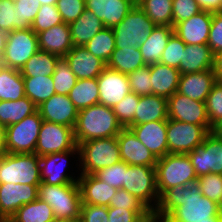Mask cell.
Instances as JSON below:
<instances>
[{"instance_id":"57","label":"cell","mask_w":222,"mask_h":222,"mask_svg":"<svg viewBox=\"0 0 222 222\" xmlns=\"http://www.w3.org/2000/svg\"><path fill=\"white\" fill-rule=\"evenodd\" d=\"M203 11L221 12V0H196Z\"/></svg>"},{"instance_id":"64","label":"cell","mask_w":222,"mask_h":222,"mask_svg":"<svg viewBox=\"0 0 222 222\" xmlns=\"http://www.w3.org/2000/svg\"><path fill=\"white\" fill-rule=\"evenodd\" d=\"M218 134L222 135V124L215 130Z\"/></svg>"},{"instance_id":"35","label":"cell","mask_w":222,"mask_h":222,"mask_svg":"<svg viewBox=\"0 0 222 222\" xmlns=\"http://www.w3.org/2000/svg\"><path fill=\"white\" fill-rule=\"evenodd\" d=\"M144 65L146 64L138 47L130 49L116 48L107 63L108 68L126 75L134 72Z\"/></svg>"},{"instance_id":"50","label":"cell","mask_w":222,"mask_h":222,"mask_svg":"<svg viewBox=\"0 0 222 222\" xmlns=\"http://www.w3.org/2000/svg\"><path fill=\"white\" fill-rule=\"evenodd\" d=\"M108 222H153L152 212H135L125 208L108 207Z\"/></svg>"},{"instance_id":"65","label":"cell","mask_w":222,"mask_h":222,"mask_svg":"<svg viewBox=\"0 0 222 222\" xmlns=\"http://www.w3.org/2000/svg\"><path fill=\"white\" fill-rule=\"evenodd\" d=\"M134 5H137L141 0H130Z\"/></svg>"},{"instance_id":"18","label":"cell","mask_w":222,"mask_h":222,"mask_svg":"<svg viewBox=\"0 0 222 222\" xmlns=\"http://www.w3.org/2000/svg\"><path fill=\"white\" fill-rule=\"evenodd\" d=\"M41 118L48 122L62 124L74 128L77 122L78 110L68 95L54 94L38 106Z\"/></svg>"},{"instance_id":"21","label":"cell","mask_w":222,"mask_h":222,"mask_svg":"<svg viewBox=\"0 0 222 222\" xmlns=\"http://www.w3.org/2000/svg\"><path fill=\"white\" fill-rule=\"evenodd\" d=\"M213 13L200 11L174 26V33L187 45L207 44Z\"/></svg>"},{"instance_id":"10","label":"cell","mask_w":222,"mask_h":222,"mask_svg":"<svg viewBox=\"0 0 222 222\" xmlns=\"http://www.w3.org/2000/svg\"><path fill=\"white\" fill-rule=\"evenodd\" d=\"M212 131L215 130L210 125H196L168 118V154H188L201 145Z\"/></svg>"},{"instance_id":"23","label":"cell","mask_w":222,"mask_h":222,"mask_svg":"<svg viewBox=\"0 0 222 222\" xmlns=\"http://www.w3.org/2000/svg\"><path fill=\"white\" fill-rule=\"evenodd\" d=\"M134 6L130 0H85V9L93 12L108 28L118 25Z\"/></svg>"},{"instance_id":"37","label":"cell","mask_w":222,"mask_h":222,"mask_svg":"<svg viewBox=\"0 0 222 222\" xmlns=\"http://www.w3.org/2000/svg\"><path fill=\"white\" fill-rule=\"evenodd\" d=\"M59 56L38 50L21 68L23 77L52 76Z\"/></svg>"},{"instance_id":"38","label":"cell","mask_w":222,"mask_h":222,"mask_svg":"<svg viewBox=\"0 0 222 222\" xmlns=\"http://www.w3.org/2000/svg\"><path fill=\"white\" fill-rule=\"evenodd\" d=\"M24 91L37 107L56 94L52 76L23 77Z\"/></svg>"},{"instance_id":"11","label":"cell","mask_w":222,"mask_h":222,"mask_svg":"<svg viewBox=\"0 0 222 222\" xmlns=\"http://www.w3.org/2000/svg\"><path fill=\"white\" fill-rule=\"evenodd\" d=\"M38 50V37L31 28L13 30L7 33L6 46L1 57V63L5 67L21 70L24 64Z\"/></svg>"},{"instance_id":"45","label":"cell","mask_w":222,"mask_h":222,"mask_svg":"<svg viewBox=\"0 0 222 222\" xmlns=\"http://www.w3.org/2000/svg\"><path fill=\"white\" fill-rule=\"evenodd\" d=\"M17 9V30L31 28V25L41 7L37 0H14Z\"/></svg>"},{"instance_id":"31","label":"cell","mask_w":222,"mask_h":222,"mask_svg":"<svg viewBox=\"0 0 222 222\" xmlns=\"http://www.w3.org/2000/svg\"><path fill=\"white\" fill-rule=\"evenodd\" d=\"M69 27L73 46H84L104 28V25L93 12L85 9Z\"/></svg>"},{"instance_id":"4","label":"cell","mask_w":222,"mask_h":222,"mask_svg":"<svg viewBox=\"0 0 222 222\" xmlns=\"http://www.w3.org/2000/svg\"><path fill=\"white\" fill-rule=\"evenodd\" d=\"M78 148L81 174H94L121 161L117 136L85 141Z\"/></svg>"},{"instance_id":"2","label":"cell","mask_w":222,"mask_h":222,"mask_svg":"<svg viewBox=\"0 0 222 222\" xmlns=\"http://www.w3.org/2000/svg\"><path fill=\"white\" fill-rule=\"evenodd\" d=\"M122 129L112 107L98 103L78 111L74 136L78 145L93 139L118 136Z\"/></svg>"},{"instance_id":"60","label":"cell","mask_w":222,"mask_h":222,"mask_svg":"<svg viewBox=\"0 0 222 222\" xmlns=\"http://www.w3.org/2000/svg\"><path fill=\"white\" fill-rule=\"evenodd\" d=\"M5 154L4 149V129L0 127V158Z\"/></svg>"},{"instance_id":"59","label":"cell","mask_w":222,"mask_h":222,"mask_svg":"<svg viewBox=\"0 0 222 222\" xmlns=\"http://www.w3.org/2000/svg\"><path fill=\"white\" fill-rule=\"evenodd\" d=\"M6 38L7 33L3 30H0V57H2L4 53V49L6 46Z\"/></svg>"},{"instance_id":"22","label":"cell","mask_w":222,"mask_h":222,"mask_svg":"<svg viewBox=\"0 0 222 222\" xmlns=\"http://www.w3.org/2000/svg\"><path fill=\"white\" fill-rule=\"evenodd\" d=\"M77 79L97 78L107 64L91 54L84 46H73L64 56Z\"/></svg>"},{"instance_id":"36","label":"cell","mask_w":222,"mask_h":222,"mask_svg":"<svg viewBox=\"0 0 222 222\" xmlns=\"http://www.w3.org/2000/svg\"><path fill=\"white\" fill-rule=\"evenodd\" d=\"M54 218L51 206L37 198L21 206L8 222H51Z\"/></svg>"},{"instance_id":"7","label":"cell","mask_w":222,"mask_h":222,"mask_svg":"<svg viewBox=\"0 0 222 222\" xmlns=\"http://www.w3.org/2000/svg\"><path fill=\"white\" fill-rule=\"evenodd\" d=\"M122 188L134 195L154 213L160 199L155 166L128 165L125 163V183H123Z\"/></svg>"},{"instance_id":"5","label":"cell","mask_w":222,"mask_h":222,"mask_svg":"<svg viewBox=\"0 0 222 222\" xmlns=\"http://www.w3.org/2000/svg\"><path fill=\"white\" fill-rule=\"evenodd\" d=\"M158 194L175 186H186L197 182V175L187 154H167L156 163Z\"/></svg>"},{"instance_id":"27","label":"cell","mask_w":222,"mask_h":222,"mask_svg":"<svg viewBox=\"0 0 222 222\" xmlns=\"http://www.w3.org/2000/svg\"><path fill=\"white\" fill-rule=\"evenodd\" d=\"M214 54L207 44L187 45L178 70L180 74L198 73L213 69Z\"/></svg>"},{"instance_id":"12","label":"cell","mask_w":222,"mask_h":222,"mask_svg":"<svg viewBox=\"0 0 222 222\" xmlns=\"http://www.w3.org/2000/svg\"><path fill=\"white\" fill-rule=\"evenodd\" d=\"M197 177L210 173L222 174V135L210 132L201 145L187 154Z\"/></svg>"},{"instance_id":"56","label":"cell","mask_w":222,"mask_h":222,"mask_svg":"<svg viewBox=\"0 0 222 222\" xmlns=\"http://www.w3.org/2000/svg\"><path fill=\"white\" fill-rule=\"evenodd\" d=\"M108 207L82 204L79 222H108Z\"/></svg>"},{"instance_id":"6","label":"cell","mask_w":222,"mask_h":222,"mask_svg":"<svg viewBox=\"0 0 222 222\" xmlns=\"http://www.w3.org/2000/svg\"><path fill=\"white\" fill-rule=\"evenodd\" d=\"M39 156L35 153H5L0 158V184L41 183Z\"/></svg>"},{"instance_id":"16","label":"cell","mask_w":222,"mask_h":222,"mask_svg":"<svg viewBox=\"0 0 222 222\" xmlns=\"http://www.w3.org/2000/svg\"><path fill=\"white\" fill-rule=\"evenodd\" d=\"M74 154L78 155L79 160L78 145L72 150L40 156L39 166L41 181L48 185L78 183L77 178H73V176L64 172L69 157Z\"/></svg>"},{"instance_id":"1","label":"cell","mask_w":222,"mask_h":222,"mask_svg":"<svg viewBox=\"0 0 222 222\" xmlns=\"http://www.w3.org/2000/svg\"><path fill=\"white\" fill-rule=\"evenodd\" d=\"M222 216L219 204L201 194L195 182L166 190L153 213L154 222H200Z\"/></svg>"},{"instance_id":"49","label":"cell","mask_w":222,"mask_h":222,"mask_svg":"<svg viewBox=\"0 0 222 222\" xmlns=\"http://www.w3.org/2000/svg\"><path fill=\"white\" fill-rule=\"evenodd\" d=\"M94 175L109 186L120 189L125 183V162L119 161L116 164L98 170Z\"/></svg>"},{"instance_id":"34","label":"cell","mask_w":222,"mask_h":222,"mask_svg":"<svg viewBox=\"0 0 222 222\" xmlns=\"http://www.w3.org/2000/svg\"><path fill=\"white\" fill-rule=\"evenodd\" d=\"M68 97L78 111L98 104L99 86L97 78L77 79V82L69 92Z\"/></svg>"},{"instance_id":"48","label":"cell","mask_w":222,"mask_h":222,"mask_svg":"<svg viewBox=\"0 0 222 222\" xmlns=\"http://www.w3.org/2000/svg\"><path fill=\"white\" fill-rule=\"evenodd\" d=\"M186 44L173 33L163 51L159 63L179 68Z\"/></svg>"},{"instance_id":"46","label":"cell","mask_w":222,"mask_h":222,"mask_svg":"<svg viewBox=\"0 0 222 222\" xmlns=\"http://www.w3.org/2000/svg\"><path fill=\"white\" fill-rule=\"evenodd\" d=\"M127 76L131 92L138 96L152 94L150 65H144Z\"/></svg>"},{"instance_id":"44","label":"cell","mask_w":222,"mask_h":222,"mask_svg":"<svg viewBox=\"0 0 222 222\" xmlns=\"http://www.w3.org/2000/svg\"><path fill=\"white\" fill-rule=\"evenodd\" d=\"M61 23L63 20L56 5H41L31 29L37 34Z\"/></svg>"},{"instance_id":"51","label":"cell","mask_w":222,"mask_h":222,"mask_svg":"<svg viewBox=\"0 0 222 222\" xmlns=\"http://www.w3.org/2000/svg\"><path fill=\"white\" fill-rule=\"evenodd\" d=\"M109 207L125 208L135 212H151L140 200L123 188L117 189L116 194L110 201Z\"/></svg>"},{"instance_id":"28","label":"cell","mask_w":222,"mask_h":222,"mask_svg":"<svg viewBox=\"0 0 222 222\" xmlns=\"http://www.w3.org/2000/svg\"><path fill=\"white\" fill-rule=\"evenodd\" d=\"M152 94L169 98L178 91L180 71L161 63L150 65Z\"/></svg>"},{"instance_id":"58","label":"cell","mask_w":222,"mask_h":222,"mask_svg":"<svg viewBox=\"0 0 222 222\" xmlns=\"http://www.w3.org/2000/svg\"><path fill=\"white\" fill-rule=\"evenodd\" d=\"M213 70L215 72L217 81L222 83V51L214 55Z\"/></svg>"},{"instance_id":"32","label":"cell","mask_w":222,"mask_h":222,"mask_svg":"<svg viewBox=\"0 0 222 222\" xmlns=\"http://www.w3.org/2000/svg\"><path fill=\"white\" fill-rule=\"evenodd\" d=\"M37 110L38 107L27 96L16 101H0V127L4 129L18 123Z\"/></svg>"},{"instance_id":"62","label":"cell","mask_w":222,"mask_h":222,"mask_svg":"<svg viewBox=\"0 0 222 222\" xmlns=\"http://www.w3.org/2000/svg\"><path fill=\"white\" fill-rule=\"evenodd\" d=\"M41 5H56L57 0H37Z\"/></svg>"},{"instance_id":"20","label":"cell","mask_w":222,"mask_h":222,"mask_svg":"<svg viewBox=\"0 0 222 222\" xmlns=\"http://www.w3.org/2000/svg\"><path fill=\"white\" fill-rule=\"evenodd\" d=\"M121 161L128 165L156 166L157 158L136 137L130 128H123L117 136Z\"/></svg>"},{"instance_id":"63","label":"cell","mask_w":222,"mask_h":222,"mask_svg":"<svg viewBox=\"0 0 222 222\" xmlns=\"http://www.w3.org/2000/svg\"><path fill=\"white\" fill-rule=\"evenodd\" d=\"M200 222H222V216H216L214 218H209V221H200Z\"/></svg>"},{"instance_id":"3","label":"cell","mask_w":222,"mask_h":222,"mask_svg":"<svg viewBox=\"0 0 222 222\" xmlns=\"http://www.w3.org/2000/svg\"><path fill=\"white\" fill-rule=\"evenodd\" d=\"M38 198L51 206L55 217L79 220L82 199L78 183L48 185L41 182Z\"/></svg>"},{"instance_id":"53","label":"cell","mask_w":222,"mask_h":222,"mask_svg":"<svg viewBox=\"0 0 222 222\" xmlns=\"http://www.w3.org/2000/svg\"><path fill=\"white\" fill-rule=\"evenodd\" d=\"M56 7L63 22L70 24L85 11V0H57Z\"/></svg>"},{"instance_id":"61","label":"cell","mask_w":222,"mask_h":222,"mask_svg":"<svg viewBox=\"0 0 222 222\" xmlns=\"http://www.w3.org/2000/svg\"><path fill=\"white\" fill-rule=\"evenodd\" d=\"M51 222H79V220L55 217Z\"/></svg>"},{"instance_id":"43","label":"cell","mask_w":222,"mask_h":222,"mask_svg":"<svg viewBox=\"0 0 222 222\" xmlns=\"http://www.w3.org/2000/svg\"><path fill=\"white\" fill-rule=\"evenodd\" d=\"M138 103L139 96L130 92L118 104L112 107L114 114L123 128H129L134 125V117Z\"/></svg>"},{"instance_id":"40","label":"cell","mask_w":222,"mask_h":222,"mask_svg":"<svg viewBox=\"0 0 222 222\" xmlns=\"http://www.w3.org/2000/svg\"><path fill=\"white\" fill-rule=\"evenodd\" d=\"M84 47L107 64L116 49L113 29L104 27Z\"/></svg>"},{"instance_id":"30","label":"cell","mask_w":222,"mask_h":222,"mask_svg":"<svg viewBox=\"0 0 222 222\" xmlns=\"http://www.w3.org/2000/svg\"><path fill=\"white\" fill-rule=\"evenodd\" d=\"M173 33L174 27L172 26H156L151 31L148 39L138 47L146 65L159 63L161 55Z\"/></svg>"},{"instance_id":"25","label":"cell","mask_w":222,"mask_h":222,"mask_svg":"<svg viewBox=\"0 0 222 222\" xmlns=\"http://www.w3.org/2000/svg\"><path fill=\"white\" fill-rule=\"evenodd\" d=\"M79 176L77 178L82 204L109 207L117 189L98 179L94 174H80Z\"/></svg>"},{"instance_id":"29","label":"cell","mask_w":222,"mask_h":222,"mask_svg":"<svg viewBox=\"0 0 222 222\" xmlns=\"http://www.w3.org/2000/svg\"><path fill=\"white\" fill-rule=\"evenodd\" d=\"M168 105L167 98L154 94L139 96L136 108L134 125L150 123L152 121H167Z\"/></svg>"},{"instance_id":"24","label":"cell","mask_w":222,"mask_h":222,"mask_svg":"<svg viewBox=\"0 0 222 222\" xmlns=\"http://www.w3.org/2000/svg\"><path fill=\"white\" fill-rule=\"evenodd\" d=\"M217 78L213 69L181 74L178 93L196 101L205 102Z\"/></svg>"},{"instance_id":"47","label":"cell","mask_w":222,"mask_h":222,"mask_svg":"<svg viewBox=\"0 0 222 222\" xmlns=\"http://www.w3.org/2000/svg\"><path fill=\"white\" fill-rule=\"evenodd\" d=\"M201 194L215 203L222 198V174L210 173L197 178Z\"/></svg>"},{"instance_id":"55","label":"cell","mask_w":222,"mask_h":222,"mask_svg":"<svg viewBox=\"0 0 222 222\" xmlns=\"http://www.w3.org/2000/svg\"><path fill=\"white\" fill-rule=\"evenodd\" d=\"M207 45L214 55L222 51V12L213 13Z\"/></svg>"},{"instance_id":"8","label":"cell","mask_w":222,"mask_h":222,"mask_svg":"<svg viewBox=\"0 0 222 222\" xmlns=\"http://www.w3.org/2000/svg\"><path fill=\"white\" fill-rule=\"evenodd\" d=\"M156 25L135 5L125 18L112 29L116 48L139 47L150 36Z\"/></svg>"},{"instance_id":"9","label":"cell","mask_w":222,"mask_h":222,"mask_svg":"<svg viewBox=\"0 0 222 222\" xmlns=\"http://www.w3.org/2000/svg\"><path fill=\"white\" fill-rule=\"evenodd\" d=\"M43 122L39 111L25 117L22 121L4 128L5 153H35V147Z\"/></svg>"},{"instance_id":"54","label":"cell","mask_w":222,"mask_h":222,"mask_svg":"<svg viewBox=\"0 0 222 222\" xmlns=\"http://www.w3.org/2000/svg\"><path fill=\"white\" fill-rule=\"evenodd\" d=\"M17 9L14 0H2L0 4V30L6 33L17 30Z\"/></svg>"},{"instance_id":"33","label":"cell","mask_w":222,"mask_h":222,"mask_svg":"<svg viewBox=\"0 0 222 222\" xmlns=\"http://www.w3.org/2000/svg\"><path fill=\"white\" fill-rule=\"evenodd\" d=\"M25 96L24 80L20 70L0 67V101H16Z\"/></svg>"},{"instance_id":"19","label":"cell","mask_w":222,"mask_h":222,"mask_svg":"<svg viewBox=\"0 0 222 222\" xmlns=\"http://www.w3.org/2000/svg\"><path fill=\"white\" fill-rule=\"evenodd\" d=\"M129 128L157 159L168 154L167 121H152Z\"/></svg>"},{"instance_id":"14","label":"cell","mask_w":222,"mask_h":222,"mask_svg":"<svg viewBox=\"0 0 222 222\" xmlns=\"http://www.w3.org/2000/svg\"><path fill=\"white\" fill-rule=\"evenodd\" d=\"M38 198V185L0 184V222H8L16 211Z\"/></svg>"},{"instance_id":"41","label":"cell","mask_w":222,"mask_h":222,"mask_svg":"<svg viewBox=\"0 0 222 222\" xmlns=\"http://www.w3.org/2000/svg\"><path fill=\"white\" fill-rule=\"evenodd\" d=\"M52 78L55 92L60 95H68L77 82V77L65 57L58 58Z\"/></svg>"},{"instance_id":"52","label":"cell","mask_w":222,"mask_h":222,"mask_svg":"<svg viewBox=\"0 0 222 222\" xmlns=\"http://www.w3.org/2000/svg\"><path fill=\"white\" fill-rule=\"evenodd\" d=\"M202 11L196 0H173L172 27Z\"/></svg>"},{"instance_id":"17","label":"cell","mask_w":222,"mask_h":222,"mask_svg":"<svg viewBox=\"0 0 222 222\" xmlns=\"http://www.w3.org/2000/svg\"><path fill=\"white\" fill-rule=\"evenodd\" d=\"M99 86V104L113 107L131 92L126 74L106 67L97 77Z\"/></svg>"},{"instance_id":"13","label":"cell","mask_w":222,"mask_h":222,"mask_svg":"<svg viewBox=\"0 0 222 222\" xmlns=\"http://www.w3.org/2000/svg\"><path fill=\"white\" fill-rule=\"evenodd\" d=\"M76 146L74 128L43 120L35 147L37 156L65 152Z\"/></svg>"},{"instance_id":"26","label":"cell","mask_w":222,"mask_h":222,"mask_svg":"<svg viewBox=\"0 0 222 222\" xmlns=\"http://www.w3.org/2000/svg\"><path fill=\"white\" fill-rule=\"evenodd\" d=\"M39 50L64 57L73 47L69 24L61 23L37 33Z\"/></svg>"},{"instance_id":"66","label":"cell","mask_w":222,"mask_h":222,"mask_svg":"<svg viewBox=\"0 0 222 222\" xmlns=\"http://www.w3.org/2000/svg\"><path fill=\"white\" fill-rule=\"evenodd\" d=\"M219 210H220V212L222 213V198H221V200H220V202H219Z\"/></svg>"},{"instance_id":"15","label":"cell","mask_w":222,"mask_h":222,"mask_svg":"<svg viewBox=\"0 0 222 222\" xmlns=\"http://www.w3.org/2000/svg\"><path fill=\"white\" fill-rule=\"evenodd\" d=\"M168 118L196 125H210L205 102L175 92L167 99Z\"/></svg>"},{"instance_id":"39","label":"cell","mask_w":222,"mask_h":222,"mask_svg":"<svg viewBox=\"0 0 222 222\" xmlns=\"http://www.w3.org/2000/svg\"><path fill=\"white\" fill-rule=\"evenodd\" d=\"M137 6L156 26H172L173 0H141Z\"/></svg>"},{"instance_id":"42","label":"cell","mask_w":222,"mask_h":222,"mask_svg":"<svg viewBox=\"0 0 222 222\" xmlns=\"http://www.w3.org/2000/svg\"><path fill=\"white\" fill-rule=\"evenodd\" d=\"M210 126L216 130L222 124V83L217 81L205 101Z\"/></svg>"}]
</instances>
